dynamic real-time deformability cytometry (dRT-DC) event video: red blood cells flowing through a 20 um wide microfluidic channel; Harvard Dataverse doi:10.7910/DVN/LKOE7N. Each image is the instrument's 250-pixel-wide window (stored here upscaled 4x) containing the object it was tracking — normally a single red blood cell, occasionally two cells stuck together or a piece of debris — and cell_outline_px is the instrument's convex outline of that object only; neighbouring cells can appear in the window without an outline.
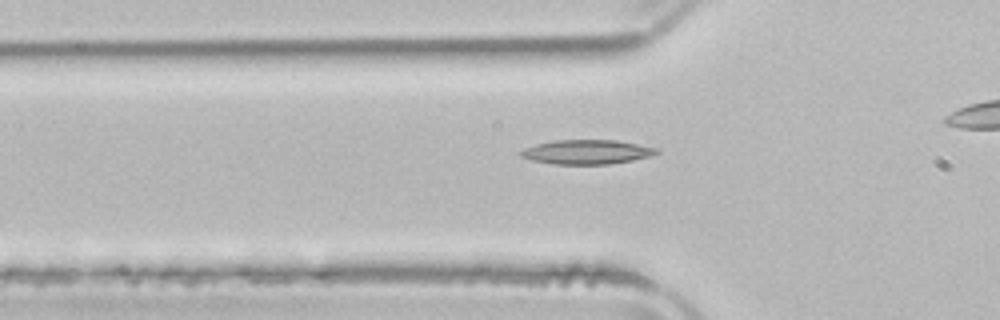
{"species": "common noctule bat (a hibernating species)", "species_latin": "Nyctalus noctula", "temperature_condition": "room temperature", "stored_images_in_passage": 32, "camera_frame_rate_fps": 3000, "um_per_image_px": 0.085, "animal": {"sex": "male", "body_mass_g": 21.5, "forearm_length_mm": 52.0}, "frame": {"image": 1, "passage_image": 7, "time_ms": 2.0, "image_size_px": [1000, 320], "cell_outline_px": [[660, 152], [652, 156], [632, 160], [608, 164], [552, 164], [532, 160], [520, 156], [520, 152], [524, 148], [536, 144], [556, 140], [616, 140], [660, 148]], "centroid_in_image_um": [49.92, 12.91], "position_along_channel_um": 75.9, "area_um2": 19.31}}
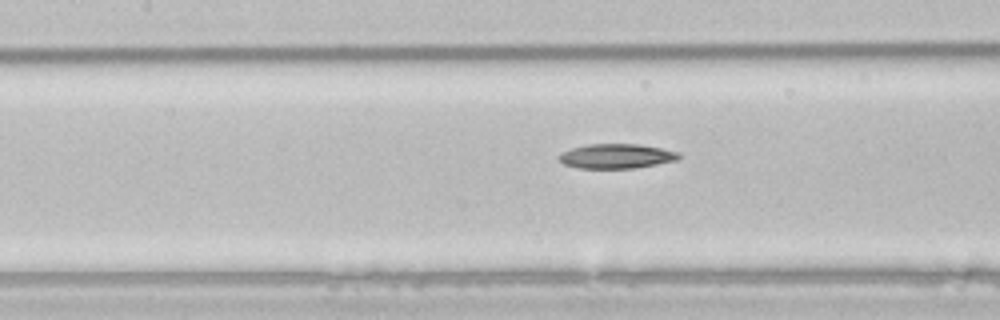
{"frame": {"image": 2, "passage_image": 13, "time_ms": 4.0, "image_size_px": [1000, 320], "cell_outline_px": [[680, 156], [676, 160], [636, 168], [580, 168], [564, 164], [560, 160], [560, 152], [572, 148], [588, 144], [640, 144], [680, 152]], "centroid_in_image_um": [52.4, 13.27], "position_along_channel_um": 155.0, "area_um2": 17.05}}
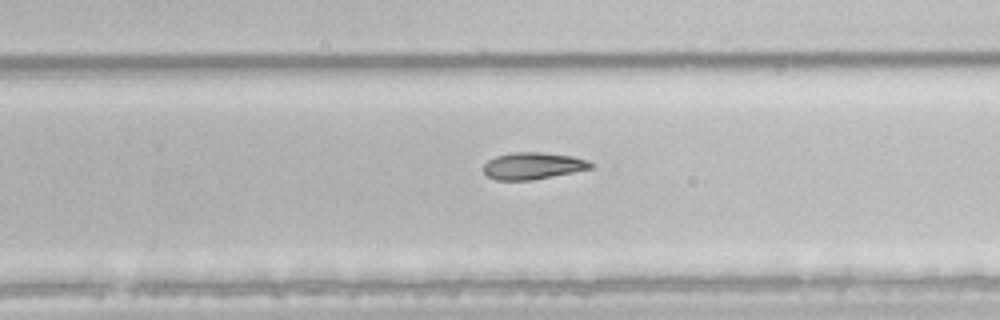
{"frame": {"image": 3, "passage_image": 23, "time_ms": 7.333, "image_size_px": [1000, 320], "cell_outline_px": [[592, 168], [532, 180], [496, 180], [488, 176], [484, 172], [484, 164], [488, 160], [496, 156], [512, 152], [540, 152], [572, 156], [588, 160], [592, 164]], "centroid_in_image_um": [45.27, 14.09], "position_along_channel_um": 284.5, "area_um2": 16.65}}